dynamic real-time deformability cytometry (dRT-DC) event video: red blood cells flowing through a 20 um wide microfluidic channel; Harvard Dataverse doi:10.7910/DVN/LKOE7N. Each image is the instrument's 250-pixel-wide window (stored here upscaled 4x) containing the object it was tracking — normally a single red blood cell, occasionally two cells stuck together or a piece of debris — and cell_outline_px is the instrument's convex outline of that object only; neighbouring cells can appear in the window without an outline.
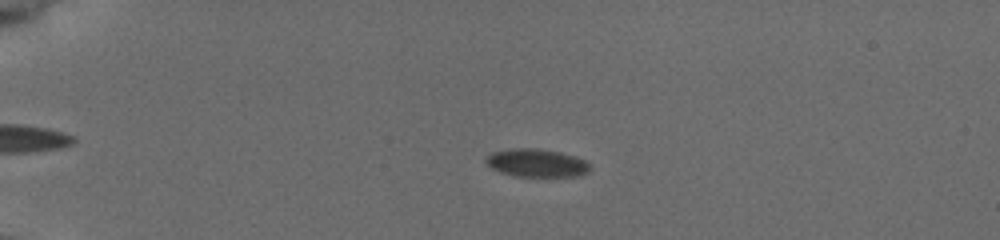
{"species": "common noctule bat (a hibernating species)", "species_latin": "Nyctalus noctula", "temperature_condition": "cold", "stored_images_in_passage": 48, "camera_frame_rate_fps": 3000, "um_per_image_px": 0.085, "animal": {"sex": "female", "body_mass_g": 19.5, "forearm_length_mm": 54.1}, "frame": {"image": 1, "passage_image": 5, "time_ms": 1.333, "image_size_px": [1000, 240], "cell_outline_px": [[592, 168], [588, 172], [580, 176], [512, 176], [500, 172], [492, 168], [484, 160], [492, 152], [516, 148], [536, 148], [560, 152], [584, 160]], "centroid_in_image_um": [45.61, 13.86], "position_along_channel_um": 39.4, "area_um2": 16.88}}
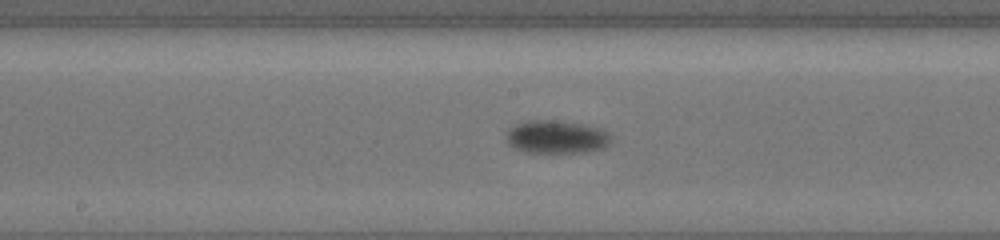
{"frame": {"image": 2, "passage_image": 23, "time_ms": 7.333, "image_size_px": [1000, 240], "cell_outline_px": [[612, 140], [604, 148], [584, 152], [524, 152], [508, 144], [508, 128], [524, 120], [552, 120], [584, 124], [600, 128], [608, 132]], "centroid_in_image_um": [47.31, 11.63], "position_along_channel_um": 200.9, "area_um2": 20.17}}
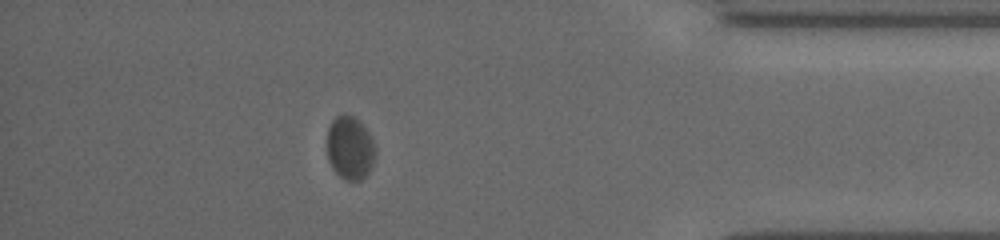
{"frame": {"image": 3, "passage_image": 42, "time_ms": 13.667, "image_size_px": [1000, 240], "cell_outline_px": [[376, 152], [372, 164], [368, 172], [360, 180], [344, 180], [332, 168], [328, 160], [328, 128], [332, 120], [336, 116], [344, 112], [360, 120], [368, 132], [376, 148]], "centroid_in_image_um": [29.74, 12.54], "position_along_channel_um": 405.5, "area_um2": 17.86}, "authors_computed_cell_mechanics": {"area_um2": 18.1781, "velocity_mm_per_s": 3.6851, "shape_relaxation_time_tau1_ms": 2.2657, "shape_relaxation_time_tau2_ms": null, "deformation_change_tau1": 0.0509, "deformation_change_tau2": null}}